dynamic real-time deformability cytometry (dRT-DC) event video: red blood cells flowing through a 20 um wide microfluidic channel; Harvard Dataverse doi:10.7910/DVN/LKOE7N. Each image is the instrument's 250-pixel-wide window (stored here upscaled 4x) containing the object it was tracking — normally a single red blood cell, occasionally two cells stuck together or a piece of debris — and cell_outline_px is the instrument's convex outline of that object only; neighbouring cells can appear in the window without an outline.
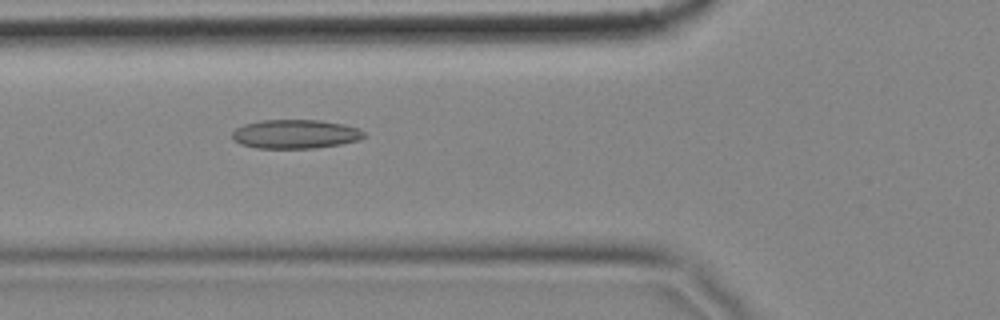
{"species": "common noctule bat (a hibernating species)", "species_latin": "Nyctalus noctula", "temperature_condition": "cold", "stored_images_in_passage": 57, "camera_frame_rate_fps": 3000, "um_per_image_px": 0.085, "animal": {"sex": "female", "body_mass_g": 18.4}, "frame": {"image": 1, "passage_image": 20, "time_ms": 6.333, "image_size_px": [1000, 320], "cell_outline_px": [[364, 136], [360, 140], [340, 144], [316, 148], [256, 148], [240, 144], [232, 140], [232, 132], [236, 128], [244, 124], [264, 120], [320, 120], [344, 124], [356, 128], [364, 132]], "centroid_in_image_um": [25.08, 11.4], "position_along_channel_um": 100.7, "area_um2": 22.25}}
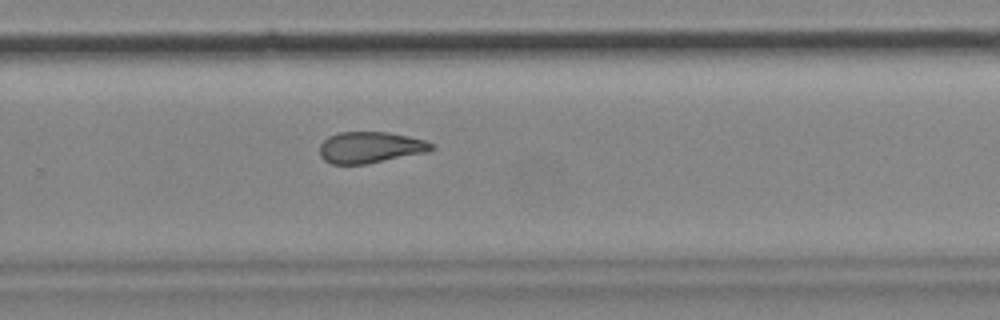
{"frame": {"image": 2, "passage_image": 37, "time_ms": 12.0, "image_size_px": [1000, 320], "cell_outline_px": [[436, 148], [432, 152], [368, 164], [332, 164], [324, 160], [320, 156], [320, 144], [328, 136], [340, 132], [388, 132], [408, 136], [424, 140], [432, 144]], "centroid_in_image_um": [31.52, 12.54], "position_along_channel_um": 298.3, "area_um2": 20.75}}
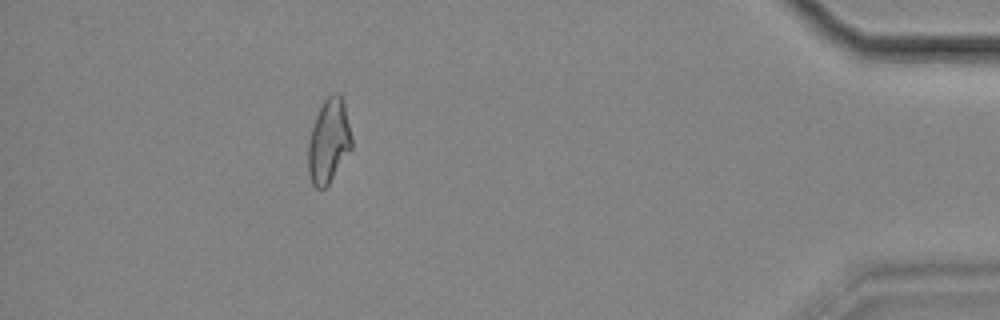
{"frame": {"image": 3, "passage_image": 51, "time_ms": 16.667, "image_size_px": [1000, 320], "cell_outline_px": [[352, 148], [328, 184], [324, 188], [316, 188], [312, 184], [308, 172], [308, 140], [316, 116], [324, 100], [332, 92], [340, 92], [344, 100], [352, 136]], "centroid_in_image_um": [27.95, 11.95], "position_along_channel_um": 407.2, "area_um2": 21.44}, "authors_computed_cell_mechanics": {"area_um2": 21.8484, "velocity_mm_per_s": 3.4898, "shape_relaxation_time_tau1_ms": null, "shape_relaxation_time_tau2_ms": 3.9533, "deformation_change_tau1": null, "deformation_change_tau2": 0.1196}}